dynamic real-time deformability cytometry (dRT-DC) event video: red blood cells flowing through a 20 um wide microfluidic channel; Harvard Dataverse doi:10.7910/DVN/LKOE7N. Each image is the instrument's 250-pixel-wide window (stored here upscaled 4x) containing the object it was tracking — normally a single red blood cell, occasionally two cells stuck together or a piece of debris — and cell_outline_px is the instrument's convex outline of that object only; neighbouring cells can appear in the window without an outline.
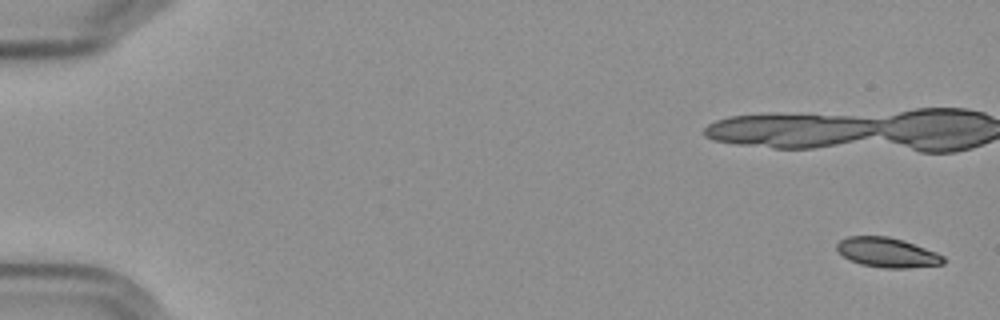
{"species": "Egyptian fruit bat (a non-hibernating species)", "species_latin": "Rousettus aegyptiacus", "temperature_condition": "cold", "stored_images_in_passage": 5, "segment_of_instrument_passage": [2, 2], "camera_frame_rate_fps": 3000, "um_per_image_px": 0.085, "frame": {"image": 1, "passage_image": 5, "time_ms": 5.333, "image_size_px": [1000, 320], "cell_outline_px": [[944, 264], [908, 268], [884, 268], [860, 264], [848, 260], [836, 248], [836, 244], [840, 240], [848, 236], [888, 236], [904, 240], [936, 252], [944, 256]], "centroid_in_image_um": [75.41, 21.46], "position_along_channel_um": 9.6, "area_um2": 18.5}}